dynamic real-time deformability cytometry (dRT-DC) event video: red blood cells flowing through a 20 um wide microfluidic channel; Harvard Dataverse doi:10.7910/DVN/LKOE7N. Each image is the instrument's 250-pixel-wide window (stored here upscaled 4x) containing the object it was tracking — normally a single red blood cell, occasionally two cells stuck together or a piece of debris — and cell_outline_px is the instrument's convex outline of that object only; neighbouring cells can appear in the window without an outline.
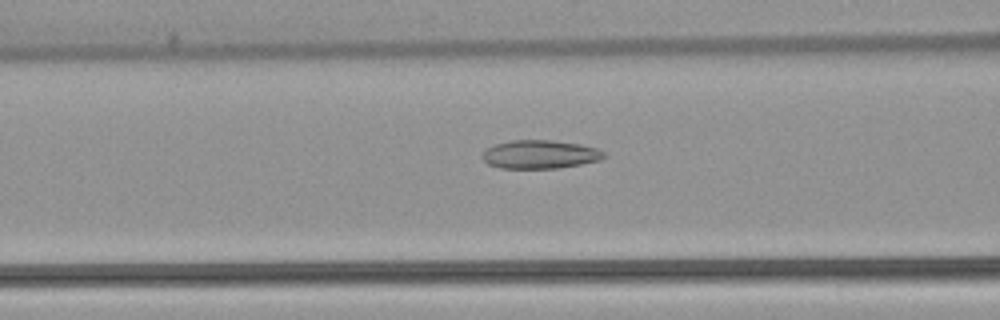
{"species": "common noctule bat (a hibernating species)", "species_latin": "Nyctalus noctula", "temperature_condition": "warm", "stored_images_in_passage": 52, "camera_frame_rate_fps": 3000, "um_per_image_px": 0.085, "animal": {"sex": "female", "body_mass_g": 22.7, "forearm_length_mm": 54.2}, "frame": {"image": 1, "passage_image": 21, "time_ms": 6.667, "image_size_px": [1000, 320], "cell_outline_px": [[608, 156], [600, 160], [560, 168], [500, 168], [488, 164], [480, 156], [484, 148], [496, 144], [512, 140], [552, 140], [580, 144], [596, 148], [604, 152]], "centroid_in_image_um": [45.88, 13.12], "position_along_channel_um": 120.7, "area_um2": 20.35}}
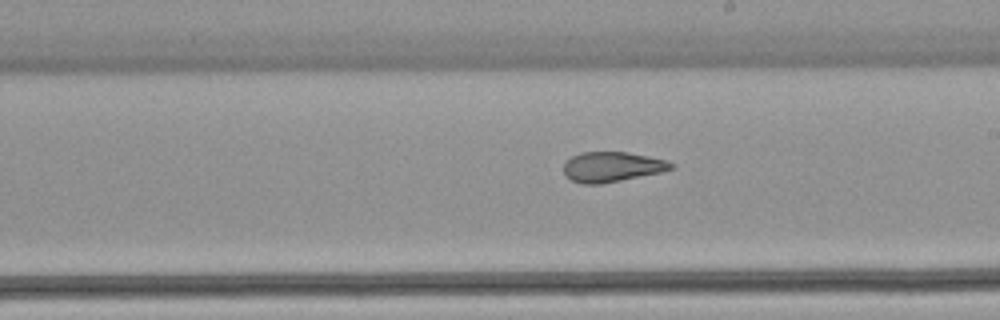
{"frame": {"image": 2, "passage_image": 30, "time_ms": 9.667, "image_size_px": [1000, 320], "cell_outline_px": [[676, 168], [660, 172], [600, 184], [580, 184], [564, 176], [564, 164], [572, 156], [580, 152], [628, 152], [668, 160], [676, 164]], "centroid_in_image_um": [52.04, 14.18], "position_along_channel_um": 237.0, "area_um2": 18.9}}
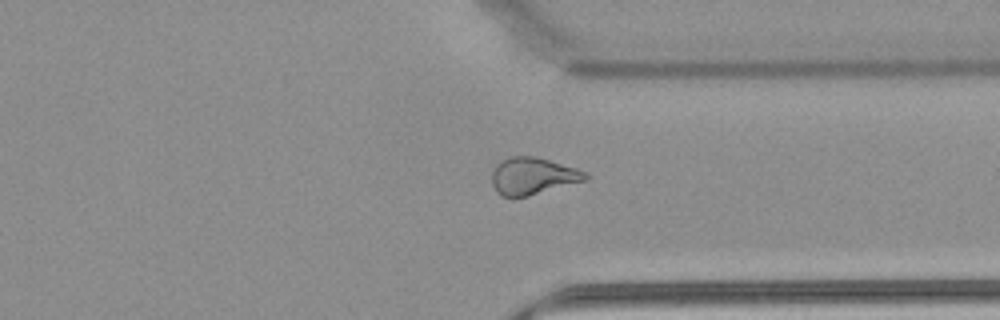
{"frame": {"image": 3, "passage_image": 40, "time_ms": 13.0, "image_size_px": [1000, 320], "cell_outline_px": [[588, 180], [528, 196], [500, 196], [496, 192], [492, 184], [492, 172], [496, 164], [508, 156], [536, 156], [576, 168], [584, 172], [588, 176]], "centroid_in_image_um": [45.27, 14.96], "position_along_channel_um": 366.1, "area_um2": 20.23}, "authors_computed_cell_mechanics": {"area_um2": 22.4264, "velocity_mm_per_s": 3.8787, "shape_relaxation_time_tau1_ms": null, "shape_relaxation_time_tau2_ms": 2.2819, "deformation_change_tau1": null, "deformation_change_tau2": 0.0998}}